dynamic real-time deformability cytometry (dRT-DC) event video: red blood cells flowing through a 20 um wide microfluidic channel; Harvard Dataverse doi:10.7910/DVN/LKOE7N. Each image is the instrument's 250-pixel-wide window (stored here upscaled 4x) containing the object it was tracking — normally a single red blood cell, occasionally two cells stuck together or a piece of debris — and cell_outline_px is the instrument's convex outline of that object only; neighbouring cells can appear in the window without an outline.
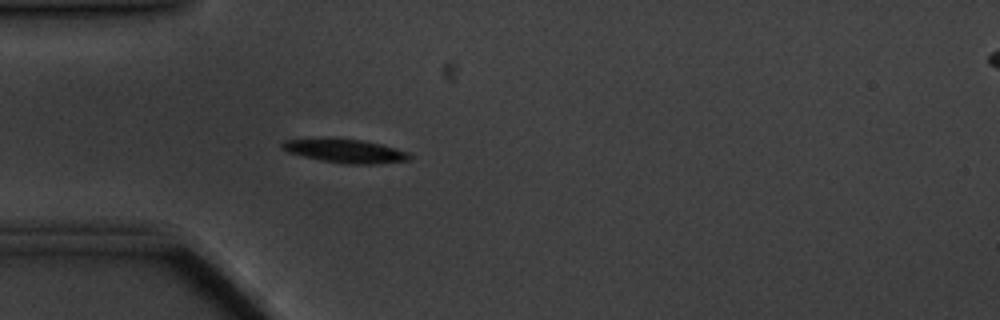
{"species": "common noctule bat (a hibernating species)", "species_latin": "Nyctalus noctula", "temperature_condition": "cold", "stored_images_in_passage": 57, "camera_frame_rate_fps": 3000, "um_per_image_px": 0.085, "animal": {"sex": "male", "body_mass_g": 20.1, "forearm_length_mm": 53.5}, "frame": {"image": 1, "passage_image": 16, "time_ms": 5.0, "image_size_px": [1000, 320], "cell_outline_px": [[412, 156], [408, 160], [376, 164], [344, 164], [320, 160], [288, 152], [280, 144], [284, 140], [360, 140], [380, 144], [408, 152]], "centroid_in_image_um": [29.41, 12.87], "position_along_channel_um": 55.6, "area_um2": 16.76}}
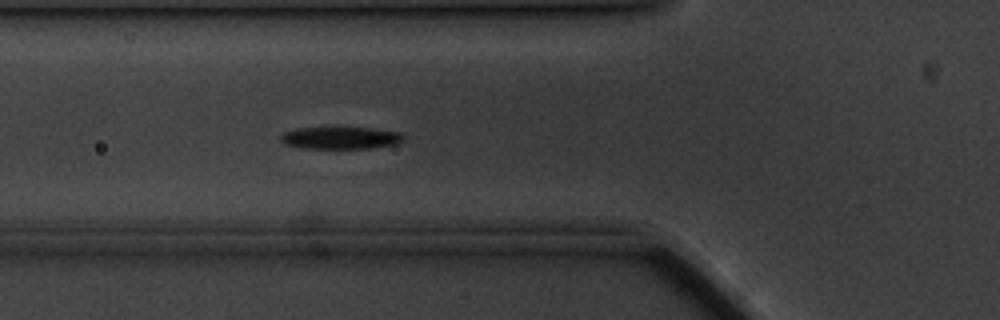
{"frame": {"image": 2, "passage_image": 20, "time_ms": 6.333, "image_size_px": [1000, 320], "cell_outline_px": [[404, 140], [396, 144], [372, 148], [304, 148], [284, 144], [280, 140], [280, 136], [284, 132], [296, 128], [332, 124], [340, 124], [372, 128], [400, 132], [404, 136]], "centroid_in_image_um": [28.92, 11.65], "position_along_channel_um": 96.9, "area_um2": 17.05}}
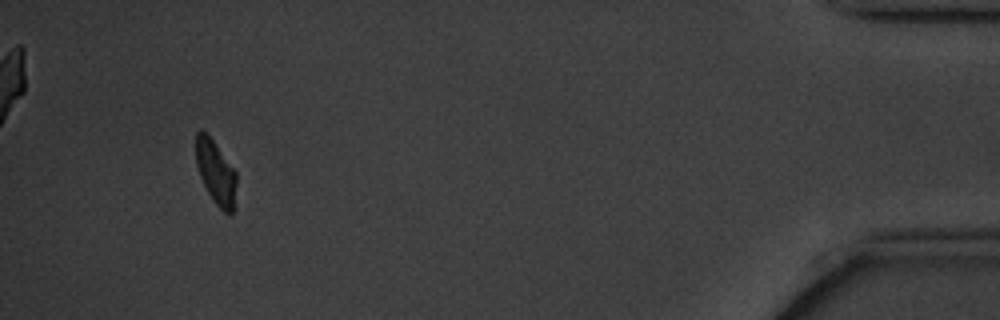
{"frame": {"image": 3, "passage_image": 54, "time_ms": 17.667, "image_size_px": [1000, 320], "cell_outline_px": [[236, 184], [232, 212], [224, 212], [212, 200], [200, 176], [196, 164], [196, 132], [200, 128], [212, 140], [236, 172]], "centroid_in_image_um": [18.32, 14.64], "position_along_channel_um": 416.9, "area_um2": 14.62}, "authors_computed_cell_mechanics": {"area_um2": 16.2996, "velocity_mm_per_s": 3.4452, "shape_relaxation_time_tau1_ms": 1.5144, "shape_relaxation_time_tau2_ms": null, "deformation_change_tau1": 0.1376, "deformation_change_tau2": null}}